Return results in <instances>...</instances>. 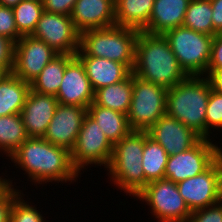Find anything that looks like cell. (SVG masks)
Listing matches in <instances>:
<instances>
[{"mask_svg": "<svg viewBox=\"0 0 222 222\" xmlns=\"http://www.w3.org/2000/svg\"><path fill=\"white\" fill-rule=\"evenodd\" d=\"M10 158L16 168L20 167L36 185L49 182L71 184L80 175L72 164L71 152L44 138L29 137Z\"/></svg>", "mask_w": 222, "mask_h": 222, "instance_id": "6da1fadb", "label": "cell"}, {"mask_svg": "<svg viewBox=\"0 0 222 222\" xmlns=\"http://www.w3.org/2000/svg\"><path fill=\"white\" fill-rule=\"evenodd\" d=\"M133 75L166 89L184 81L188 75L180 67L163 35L139 32Z\"/></svg>", "mask_w": 222, "mask_h": 222, "instance_id": "7a4b0ae2", "label": "cell"}, {"mask_svg": "<svg viewBox=\"0 0 222 222\" xmlns=\"http://www.w3.org/2000/svg\"><path fill=\"white\" fill-rule=\"evenodd\" d=\"M211 90L205 76H188L167 90L166 115L205 139L206 108Z\"/></svg>", "mask_w": 222, "mask_h": 222, "instance_id": "3957f363", "label": "cell"}, {"mask_svg": "<svg viewBox=\"0 0 222 222\" xmlns=\"http://www.w3.org/2000/svg\"><path fill=\"white\" fill-rule=\"evenodd\" d=\"M138 35V30L118 25L86 30L80 33L76 56L107 58L123 63L133 71Z\"/></svg>", "mask_w": 222, "mask_h": 222, "instance_id": "277c9868", "label": "cell"}, {"mask_svg": "<svg viewBox=\"0 0 222 222\" xmlns=\"http://www.w3.org/2000/svg\"><path fill=\"white\" fill-rule=\"evenodd\" d=\"M143 148L144 131H131L113 146L107 174L126 196L136 197L144 189Z\"/></svg>", "mask_w": 222, "mask_h": 222, "instance_id": "5b68a950", "label": "cell"}, {"mask_svg": "<svg viewBox=\"0 0 222 222\" xmlns=\"http://www.w3.org/2000/svg\"><path fill=\"white\" fill-rule=\"evenodd\" d=\"M180 67L188 76H205L214 36L180 26L163 34Z\"/></svg>", "mask_w": 222, "mask_h": 222, "instance_id": "8992f818", "label": "cell"}, {"mask_svg": "<svg viewBox=\"0 0 222 222\" xmlns=\"http://www.w3.org/2000/svg\"><path fill=\"white\" fill-rule=\"evenodd\" d=\"M167 90L133 75V92L127 113L132 131H147L166 114Z\"/></svg>", "mask_w": 222, "mask_h": 222, "instance_id": "52a82bcc", "label": "cell"}, {"mask_svg": "<svg viewBox=\"0 0 222 222\" xmlns=\"http://www.w3.org/2000/svg\"><path fill=\"white\" fill-rule=\"evenodd\" d=\"M135 198L150 206L158 222H187L192 213L176 183L168 179L149 182Z\"/></svg>", "mask_w": 222, "mask_h": 222, "instance_id": "ba28073f", "label": "cell"}, {"mask_svg": "<svg viewBox=\"0 0 222 222\" xmlns=\"http://www.w3.org/2000/svg\"><path fill=\"white\" fill-rule=\"evenodd\" d=\"M113 155V145L104 132L88 114L85 116L77 141L71 150V161L80 173L88 166L108 168ZM92 164V165H91Z\"/></svg>", "mask_w": 222, "mask_h": 222, "instance_id": "9c48e42d", "label": "cell"}, {"mask_svg": "<svg viewBox=\"0 0 222 222\" xmlns=\"http://www.w3.org/2000/svg\"><path fill=\"white\" fill-rule=\"evenodd\" d=\"M190 211L222 200V154L202 173L176 184Z\"/></svg>", "mask_w": 222, "mask_h": 222, "instance_id": "30bf717a", "label": "cell"}, {"mask_svg": "<svg viewBox=\"0 0 222 222\" xmlns=\"http://www.w3.org/2000/svg\"><path fill=\"white\" fill-rule=\"evenodd\" d=\"M212 139H201L187 151L168 157L164 179L178 183L204 172L221 154Z\"/></svg>", "mask_w": 222, "mask_h": 222, "instance_id": "8fae6325", "label": "cell"}, {"mask_svg": "<svg viewBox=\"0 0 222 222\" xmlns=\"http://www.w3.org/2000/svg\"><path fill=\"white\" fill-rule=\"evenodd\" d=\"M31 36L44 41L58 54L76 55L80 47V32L68 15L44 11Z\"/></svg>", "mask_w": 222, "mask_h": 222, "instance_id": "7c38bea8", "label": "cell"}, {"mask_svg": "<svg viewBox=\"0 0 222 222\" xmlns=\"http://www.w3.org/2000/svg\"><path fill=\"white\" fill-rule=\"evenodd\" d=\"M58 53L44 41L22 36L14 46L12 72L24 82L31 83Z\"/></svg>", "mask_w": 222, "mask_h": 222, "instance_id": "4fadbf2b", "label": "cell"}, {"mask_svg": "<svg viewBox=\"0 0 222 222\" xmlns=\"http://www.w3.org/2000/svg\"><path fill=\"white\" fill-rule=\"evenodd\" d=\"M86 115L85 107L58 104L43 138L71 152Z\"/></svg>", "mask_w": 222, "mask_h": 222, "instance_id": "5bb4252c", "label": "cell"}, {"mask_svg": "<svg viewBox=\"0 0 222 222\" xmlns=\"http://www.w3.org/2000/svg\"><path fill=\"white\" fill-rule=\"evenodd\" d=\"M55 97L59 104L85 108L94 102V91L85 67L76 55L66 64L63 79Z\"/></svg>", "mask_w": 222, "mask_h": 222, "instance_id": "9a60e30c", "label": "cell"}, {"mask_svg": "<svg viewBox=\"0 0 222 222\" xmlns=\"http://www.w3.org/2000/svg\"><path fill=\"white\" fill-rule=\"evenodd\" d=\"M147 133L169 156L189 150L202 139L179 120L166 114L160 117Z\"/></svg>", "mask_w": 222, "mask_h": 222, "instance_id": "2e32d148", "label": "cell"}, {"mask_svg": "<svg viewBox=\"0 0 222 222\" xmlns=\"http://www.w3.org/2000/svg\"><path fill=\"white\" fill-rule=\"evenodd\" d=\"M58 104L55 96L30 89L20 113L29 137L43 138Z\"/></svg>", "mask_w": 222, "mask_h": 222, "instance_id": "e0dca14e", "label": "cell"}, {"mask_svg": "<svg viewBox=\"0 0 222 222\" xmlns=\"http://www.w3.org/2000/svg\"><path fill=\"white\" fill-rule=\"evenodd\" d=\"M70 16L80 33L110 27L115 25V3L114 0H77Z\"/></svg>", "mask_w": 222, "mask_h": 222, "instance_id": "ac0fdd59", "label": "cell"}, {"mask_svg": "<svg viewBox=\"0 0 222 222\" xmlns=\"http://www.w3.org/2000/svg\"><path fill=\"white\" fill-rule=\"evenodd\" d=\"M190 1L155 0L149 22L143 32L153 35H163L168 30L182 26Z\"/></svg>", "mask_w": 222, "mask_h": 222, "instance_id": "d6986e66", "label": "cell"}, {"mask_svg": "<svg viewBox=\"0 0 222 222\" xmlns=\"http://www.w3.org/2000/svg\"><path fill=\"white\" fill-rule=\"evenodd\" d=\"M85 67L91 87L95 92L101 87L125 80L132 71L123 63L107 58L93 56H77Z\"/></svg>", "mask_w": 222, "mask_h": 222, "instance_id": "ffe728a7", "label": "cell"}, {"mask_svg": "<svg viewBox=\"0 0 222 222\" xmlns=\"http://www.w3.org/2000/svg\"><path fill=\"white\" fill-rule=\"evenodd\" d=\"M155 0H114L115 25L143 32Z\"/></svg>", "mask_w": 222, "mask_h": 222, "instance_id": "44dd1931", "label": "cell"}, {"mask_svg": "<svg viewBox=\"0 0 222 222\" xmlns=\"http://www.w3.org/2000/svg\"><path fill=\"white\" fill-rule=\"evenodd\" d=\"M87 114L97 122L113 146L132 131L127 115L121 112L92 102L87 108Z\"/></svg>", "mask_w": 222, "mask_h": 222, "instance_id": "7402d4cb", "label": "cell"}, {"mask_svg": "<svg viewBox=\"0 0 222 222\" xmlns=\"http://www.w3.org/2000/svg\"><path fill=\"white\" fill-rule=\"evenodd\" d=\"M30 91V84L13 72L0 79V116L20 114Z\"/></svg>", "mask_w": 222, "mask_h": 222, "instance_id": "603a6c76", "label": "cell"}, {"mask_svg": "<svg viewBox=\"0 0 222 222\" xmlns=\"http://www.w3.org/2000/svg\"><path fill=\"white\" fill-rule=\"evenodd\" d=\"M132 92L133 73L119 83L96 90L94 92V103L127 115L132 100Z\"/></svg>", "mask_w": 222, "mask_h": 222, "instance_id": "cb8c5ba5", "label": "cell"}, {"mask_svg": "<svg viewBox=\"0 0 222 222\" xmlns=\"http://www.w3.org/2000/svg\"><path fill=\"white\" fill-rule=\"evenodd\" d=\"M75 55L58 54L30 83V89L40 93L56 96L63 79L66 64Z\"/></svg>", "mask_w": 222, "mask_h": 222, "instance_id": "d4e9b609", "label": "cell"}, {"mask_svg": "<svg viewBox=\"0 0 222 222\" xmlns=\"http://www.w3.org/2000/svg\"><path fill=\"white\" fill-rule=\"evenodd\" d=\"M142 168L144 172V188L152 181L164 179L169 155L165 149L144 131Z\"/></svg>", "mask_w": 222, "mask_h": 222, "instance_id": "484cf974", "label": "cell"}, {"mask_svg": "<svg viewBox=\"0 0 222 222\" xmlns=\"http://www.w3.org/2000/svg\"><path fill=\"white\" fill-rule=\"evenodd\" d=\"M28 138L21 114L0 116V152L8 159Z\"/></svg>", "mask_w": 222, "mask_h": 222, "instance_id": "4316f807", "label": "cell"}, {"mask_svg": "<svg viewBox=\"0 0 222 222\" xmlns=\"http://www.w3.org/2000/svg\"><path fill=\"white\" fill-rule=\"evenodd\" d=\"M182 26L210 36L218 35L213 28L210 0H191Z\"/></svg>", "mask_w": 222, "mask_h": 222, "instance_id": "83f0119b", "label": "cell"}, {"mask_svg": "<svg viewBox=\"0 0 222 222\" xmlns=\"http://www.w3.org/2000/svg\"><path fill=\"white\" fill-rule=\"evenodd\" d=\"M15 24L21 36H31L44 12L42 1L22 0L12 7Z\"/></svg>", "mask_w": 222, "mask_h": 222, "instance_id": "f1b7e54d", "label": "cell"}, {"mask_svg": "<svg viewBox=\"0 0 222 222\" xmlns=\"http://www.w3.org/2000/svg\"><path fill=\"white\" fill-rule=\"evenodd\" d=\"M24 196L21 192L14 199L10 212V222H46V218L37 210V207L33 206L31 202H25Z\"/></svg>", "mask_w": 222, "mask_h": 222, "instance_id": "f546056e", "label": "cell"}, {"mask_svg": "<svg viewBox=\"0 0 222 222\" xmlns=\"http://www.w3.org/2000/svg\"><path fill=\"white\" fill-rule=\"evenodd\" d=\"M222 129V93L211 90L205 117V139L210 140L211 129Z\"/></svg>", "mask_w": 222, "mask_h": 222, "instance_id": "4dcf8cb0", "label": "cell"}, {"mask_svg": "<svg viewBox=\"0 0 222 222\" xmlns=\"http://www.w3.org/2000/svg\"><path fill=\"white\" fill-rule=\"evenodd\" d=\"M0 35L16 43L22 36L18 33L12 7L0 5Z\"/></svg>", "mask_w": 222, "mask_h": 222, "instance_id": "1f68e13d", "label": "cell"}, {"mask_svg": "<svg viewBox=\"0 0 222 222\" xmlns=\"http://www.w3.org/2000/svg\"><path fill=\"white\" fill-rule=\"evenodd\" d=\"M187 222H222V200L214 205L192 211Z\"/></svg>", "mask_w": 222, "mask_h": 222, "instance_id": "d6a6232c", "label": "cell"}, {"mask_svg": "<svg viewBox=\"0 0 222 222\" xmlns=\"http://www.w3.org/2000/svg\"><path fill=\"white\" fill-rule=\"evenodd\" d=\"M14 46L11 39L0 35V64L8 72H12L14 66Z\"/></svg>", "mask_w": 222, "mask_h": 222, "instance_id": "836d02e7", "label": "cell"}, {"mask_svg": "<svg viewBox=\"0 0 222 222\" xmlns=\"http://www.w3.org/2000/svg\"><path fill=\"white\" fill-rule=\"evenodd\" d=\"M15 187H9L0 196V222H10V212L14 199L21 193Z\"/></svg>", "mask_w": 222, "mask_h": 222, "instance_id": "e575fe53", "label": "cell"}, {"mask_svg": "<svg viewBox=\"0 0 222 222\" xmlns=\"http://www.w3.org/2000/svg\"><path fill=\"white\" fill-rule=\"evenodd\" d=\"M77 0H43L44 11L70 16Z\"/></svg>", "mask_w": 222, "mask_h": 222, "instance_id": "d590c367", "label": "cell"}, {"mask_svg": "<svg viewBox=\"0 0 222 222\" xmlns=\"http://www.w3.org/2000/svg\"><path fill=\"white\" fill-rule=\"evenodd\" d=\"M208 69H222V36L215 35L212 42L211 59Z\"/></svg>", "mask_w": 222, "mask_h": 222, "instance_id": "8d00e7d4", "label": "cell"}, {"mask_svg": "<svg viewBox=\"0 0 222 222\" xmlns=\"http://www.w3.org/2000/svg\"><path fill=\"white\" fill-rule=\"evenodd\" d=\"M212 6V22L214 31L222 33V0H210Z\"/></svg>", "mask_w": 222, "mask_h": 222, "instance_id": "74e56055", "label": "cell"}, {"mask_svg": "<svg viewBox=\"0 0 222 222\" xmlns=\"http://www.w3.org/2000/svg\"><path fill=\"white\" fill-rule=\"evenodd\" d=\"M205 77L210 82L213 91L222 93V69H208Z\"/></svg>", "mask_w": 222, "mask_h": 222, "instance_id": "f35d334b", "label": "cell"}, {"mask_svg": "<svg viewBox=\"0 0 222 222\" xmlns=\"http://www.w3.org/2000/svg\"><path fill=\"white\" fill-rule=\"evenodd\" d=\"M0 176V196L9 188L14 187L13 182L8 178Z\"/></svg>", "mask_w": 222, "mask_h": 222, "instance_id": "ab89813d", "label": "cell"}, {"mask_svg": "<svg viewBox=\"0 0 222 222\" xmlns=\"http://www.w3.org/2000/svg\"><path fill=\"white\" fill-rule=\"evenodd\" d=\"M22 0H0V5L7 7H14Z\"/></svg>", "mask_w": 222, "mask_h": 222, "instance_id": "60d3db41", "label": "cell"}, {"mask_svg": "<svg viewBox=\"0 0 222 222\" xmlns=\"http://www.w3.org/2000/svg\"><path fill=\"white\" fill-rule=\"evenodd\" d=\"M7 73L9 72L0 64V79L3 78Z\"/></svg>", "mask_w": 222, "mask_h": 222, "instance_id": "b9f144b4", "label": "cell"}]
</instances>
